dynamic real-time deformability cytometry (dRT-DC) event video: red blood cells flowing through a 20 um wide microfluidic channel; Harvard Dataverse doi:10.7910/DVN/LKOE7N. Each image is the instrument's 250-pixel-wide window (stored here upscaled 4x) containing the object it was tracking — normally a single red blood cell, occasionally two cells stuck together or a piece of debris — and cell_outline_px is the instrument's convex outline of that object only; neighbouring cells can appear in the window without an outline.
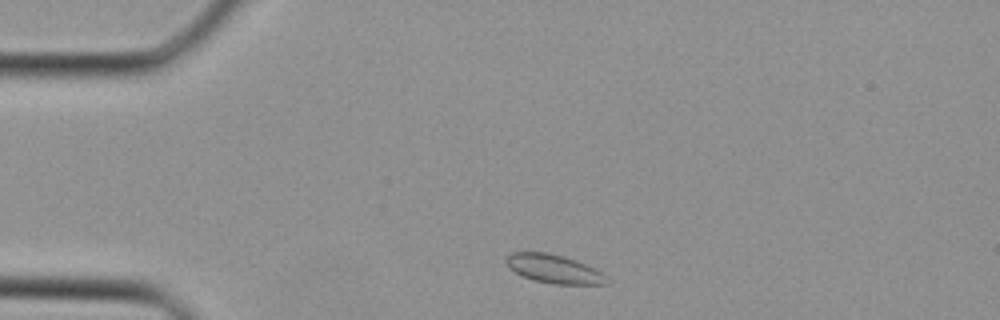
{"species": "Egyptian fruit bat (a non-hibernating species)", "species_latin": "Rousettus aegyptiacus", "temperature_condition": "cold", "stored_images_in_passage": 31, "camera_frame_rate_fps": 3000, "um_per_image_px": 0.085, "animal": {"sex": "female"}, "frame": {"image": 1, "passage_image": 2, "time_ms": 0.333, "image_size_px": [1000, 320], "cell_outline_px": [[608, 284], [556, 284], [536, 280], [524, 276], [508, 268], [504, 260], [512, 252], [548, 252], [564, 256], [576, 260], [596, 268], [604, 272]], "centroid_in_image_um": [47.1, 22.84], "position_along_channel_um": 37.9, "area_um2": 16.76}}
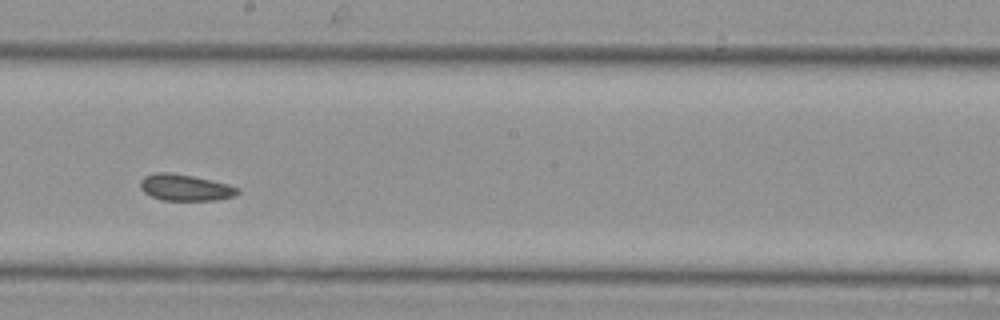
{"frame": {"image": 2, "passage_image": 15, "time_ms": 4.667, "image_size_px": [1000, 320], "cell_outline_px": [[240, 192], [232, 196], [216, 200], [160, 200], [144, 192], [140, 188], [140, 180], [144, 176], [156, 172], [168, 172], [192, 176], [212, 180], [228, 184], [240, 188]], "centroid_in_image_um": [15.73, 15.94], "position_along_channel_um": 232.5, "area_um2": 14.97}}
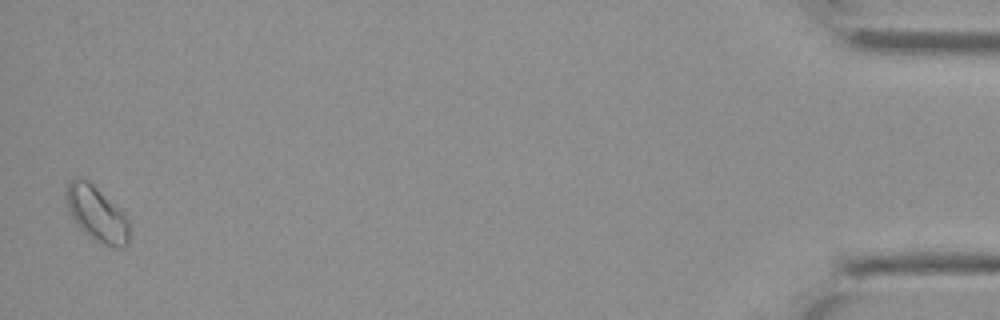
{"frame": {"image": 3, "passage_image": 31, "time_ms": 10.0, "image_size_px": [1000, 320], "cell_outline_px": [[128, 244], [124, 248], [116, 248], [104, 244], [88, 236], [76, 224], [68, 208], [64, 192], [68, 180], [76, 176], [88, 180], [128, 216]], "centroid_in_image_um": [8.2, 18.15], "position_along_channel_um": 427.0, "area_um2": 20.4}}